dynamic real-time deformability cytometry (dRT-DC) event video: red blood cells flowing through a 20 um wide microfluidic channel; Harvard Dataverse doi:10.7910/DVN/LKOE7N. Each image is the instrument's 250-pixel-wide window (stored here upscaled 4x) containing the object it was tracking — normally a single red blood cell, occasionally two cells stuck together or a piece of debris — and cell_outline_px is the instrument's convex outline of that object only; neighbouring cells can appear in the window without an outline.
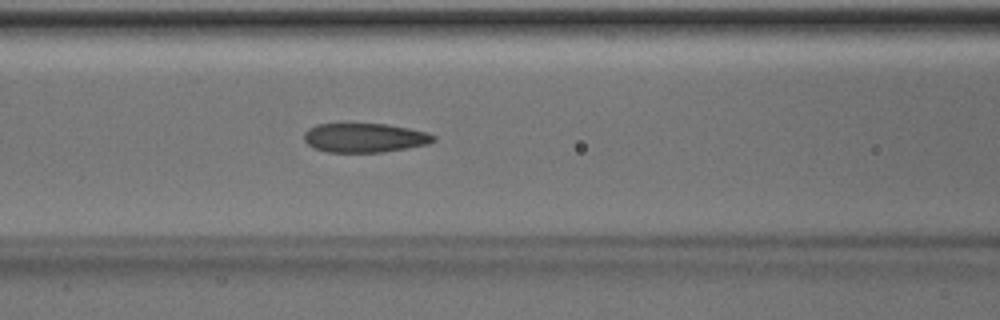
{"species": "Egyptian fruit bat (a non-hibernating species)", "species_latin": "Rousettus aegyptiacus", "temperature_condition": "room temperature", "stored_images_in_passage": 50, "camera_frame_rate_fps": 3000, "um_per_image_px": 0.085, "animal": {"sex": "male"}, "frame": {"image": 1, "passage_image": 21, "time_ms": 6.667, "image_size_px": [1000, 320], "cell_outline_px": [[436, 140], [428, 144], [408, 148], [384, 152], [328, 152], [312, 148], [304, 140], [304, 132], [308, 128], [316, 124], [388, 124], [428, 132], [436, 136]], "centroid_in_image_um": [31.0, 11.71], "position_along_channel_um": 135.6, "area_um2": 22.2}}
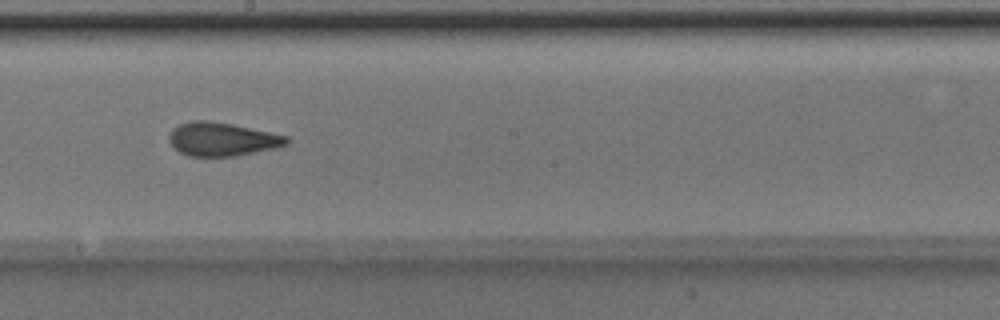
{"frame": {"image": 2, "passage_image": 28, "time_ms": 9.0, "image_size_px": [1000, 320], "cell_outline_px": [[288, 144], [272, 148], [236, 156], [188, 156], [180, 152], [168, 140], [168, 136], [172, 128], [180, 124], [192, 120], [204, 120], [232, 124], [288, 136]], "centroid_in_image_um": [18.84, 11.83], "position_along_channel_um": 229.4, "area_um2": 22.72}}
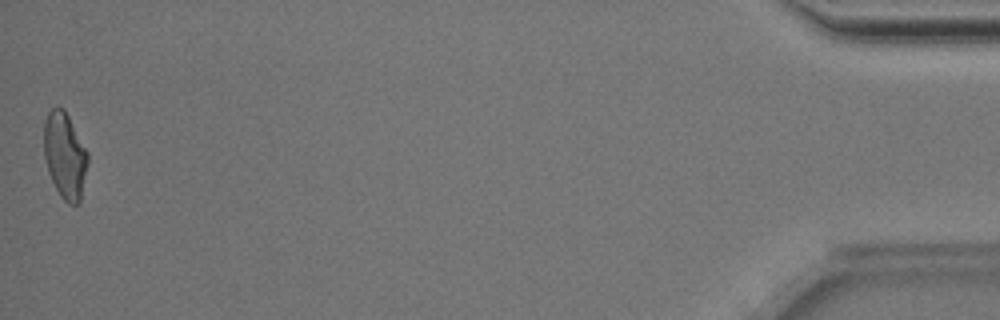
{"frame": {"image": 3, "passage_image": 50, "time_ms": 16.333, "image_size_px": [1000, 320], "cell_outline_px": [[88, 160], [80, 200], [76, 204], [68, 204], [60, 196], [48, 172], [44, 160], [44, 120], [48, 112], [56, 104], [64, 108], [88, 152]], "centroid_in_image_um": [5.49, 13.17], "position_along_channel_um": 429.7, "area_um2": 22.08}, "authors_computed_cell_mechanics": {"area_um2": 22.3975, "velocity_mm_per_s": 4.0296, "shape_relaxation_time_tau1_ms": 5.6716, "shape_relaxation_time_tau2_ms": 1.5636, "deformation_change_tau1": 0.1741, "deformation_change_tau2": 0.074}}